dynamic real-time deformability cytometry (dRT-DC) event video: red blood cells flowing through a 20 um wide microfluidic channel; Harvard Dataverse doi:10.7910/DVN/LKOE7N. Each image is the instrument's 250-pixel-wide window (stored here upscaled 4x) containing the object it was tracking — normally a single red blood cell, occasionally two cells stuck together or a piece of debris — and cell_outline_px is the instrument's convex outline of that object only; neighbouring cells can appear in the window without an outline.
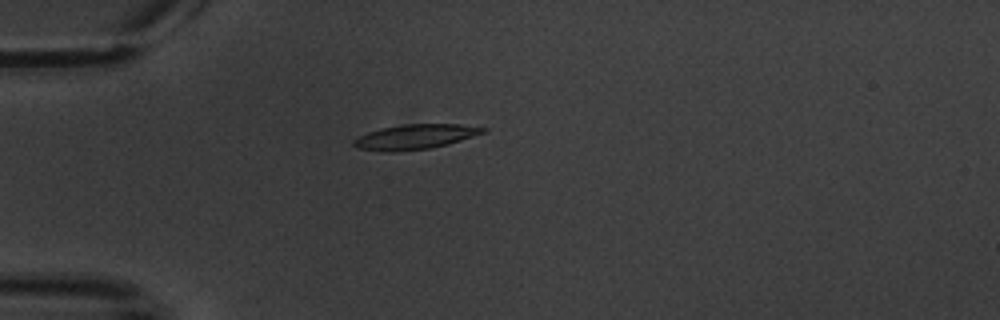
{"species": "common noctule bat (a hibernating species)", "species_latin": "Nyctalus noctula", "temperature_condition": "warm", "stored_images_in_passage": 10, "camera_frame_rate_fps": 3000, "um_per_image_px": 0.085, "animal": {"sex": "male", "body_mass_g": 20.1, "forearm_length_mm": 53.5}, "frame": {"image": 1, "passage_image": 5, "time_ms": 4.667, "image_size_px": [1000, 320], "cell_outline_px": [[488, 132], [448, 144], [432, 148], [392, 152], [384, 152], [356, 148], [352, 144], [352, 140], [368, 132], [380, 128], [404, 124], [460, 124], [488, 128]], "centroid_in_image_um": [35.3, 11.63], "position_along_channel_um": 49.7, "area_um2": 18.96}}
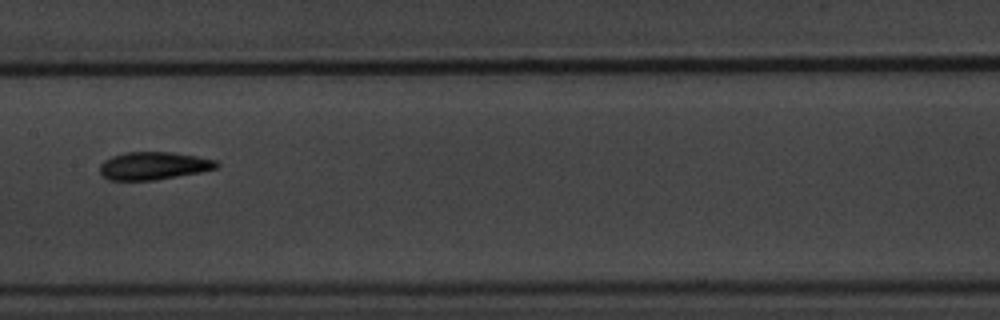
{"frame": {"image": 2, "passage_image": 9, "time_ms": 9.333, "image_size_px": [1000, 320], "cell_outline_px": [[220, 164], [216, 168], [200, 172], [156, 180], [108, 180], [100, 172], [100, 164], [104, 160], [112, 156], [124, 152], [172, 152], [196, 156], [216, 160]], "centroid_in_image_um": [13.05, 14.09], "position_along_channel_um": 194.4, "area_um2": 18.9}}